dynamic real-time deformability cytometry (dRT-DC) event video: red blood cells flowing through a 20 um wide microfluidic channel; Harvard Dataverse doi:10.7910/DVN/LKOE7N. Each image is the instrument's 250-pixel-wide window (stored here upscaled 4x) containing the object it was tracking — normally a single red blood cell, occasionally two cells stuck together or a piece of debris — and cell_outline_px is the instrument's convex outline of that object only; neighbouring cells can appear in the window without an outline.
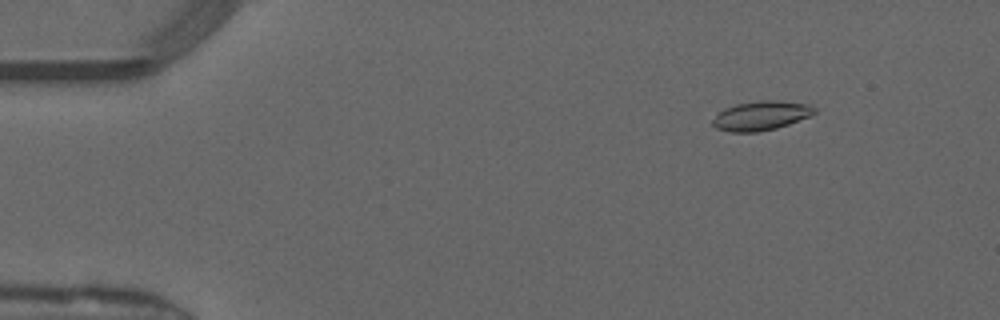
{"species": "common noctule bat (a hibernating species)", "species_latin": "Nyctalus noctula", "temperature_condition": "warm", "stored_images_in_passage": 51, "camera_frame_rate_fps": 3000, "um_per_image_px": 0.085, "animal": {"sex": "male", "forearm_length_mm": 52.5}, "frame": {"image": 1, "passage_image": 7, "time_ms": 2.0, "image_size_px": [1000, 320], "cell_outline_px": [[816, 112], [812, 116], [776, 128], [756, 132], [732, 132], [716, 128], [712, 124], [712, 120], [724, 108], [736, 104], [760, 100], [776, 100], [808, 104], [816, 108]], "centroid_in_image_um": [64.71, 9.83], "position_along_channel_um": 20.3, "area_um2": 17.34}}
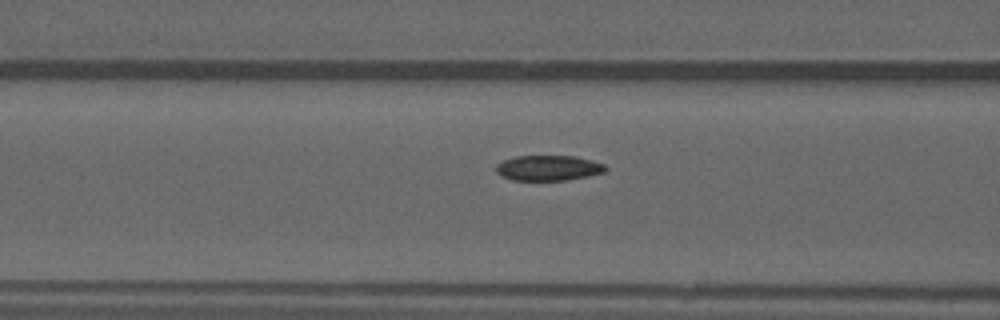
{"frame": {"image": 2, "passage_image": 21, "time_ms": 6.667, "image_size_px": [1000, 320], "cell_outline_px": [[608, 168], [604, 172], [588, 176], [564, 180], [512, 180], [500, 176], [496, 172], [496, 164], [504, 160], [516, 156], [576, 156], [592, 160], [604, 164]], "centroid_in_image_um": [46.6, 14.27], "position_along_channel_um": 120.0, "area_um2": 16.18}}
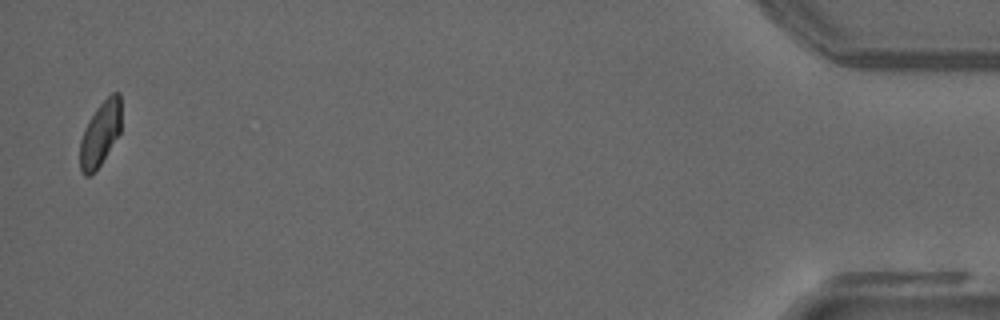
{"frame": {"image": 3, "passage_image": 50, "time_ms": 16.333, "image_size_px": [1000, 320], "cell_outline_px": [[120, 132], [100, 164], [88, 176], [84, 176], [80, 172], [80, 140], [84, 128], [96, 108], [112, 92], [120, 92]], "centroid_in_image_um": [8.5, 11.36], "position_along_channel_um": 426.7, "area_um2": 15.26}, "authors_computed_cell_mechanics": {"area_um2": 16.8776, "velocity_mm_per_s": 4.1231, "shape_relaxation_time_tau1_ms": null, "shape_relaxation_time_tau2_ms": 2.8051, "deformation_change_tau1": null, "deformation_change_tau2": 0.0699}}